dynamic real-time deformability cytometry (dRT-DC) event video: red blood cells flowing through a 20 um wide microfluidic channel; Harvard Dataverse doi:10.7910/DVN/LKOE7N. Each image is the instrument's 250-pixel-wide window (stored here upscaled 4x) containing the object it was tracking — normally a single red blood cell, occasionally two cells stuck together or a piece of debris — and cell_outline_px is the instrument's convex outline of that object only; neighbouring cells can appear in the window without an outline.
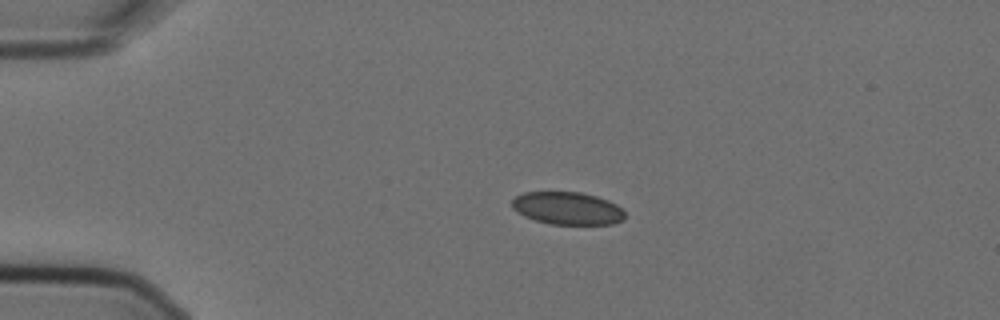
{"species": "Egyptian fruit bat (a non-hibernating species)", "species_latin": "Rousettus aegyptiacus", "temperature_condition": "cold", "stored_images_in_passage": 3, "camera_frame_rate_fps": 3000, "um_per_image_px": 0.085, "animal": {"sex": "female"}, "frame": {"image": 1, "passage_image": 1, "time_ms": 0.0, "image_size_px": [1000, 320], "cell_outline_px": [[624, 220], [612, 224], [548, 224], [524, 216], [512, 208], [512, 200], [516, 196], [524, 192], [580, 192], [596, 196], [608, 200], [616, 204], [624, 212]], "centroid_in_image_um": [48.23, 17.7], "position_along_channel_um": 36.8, "area_um2": 21.44}}
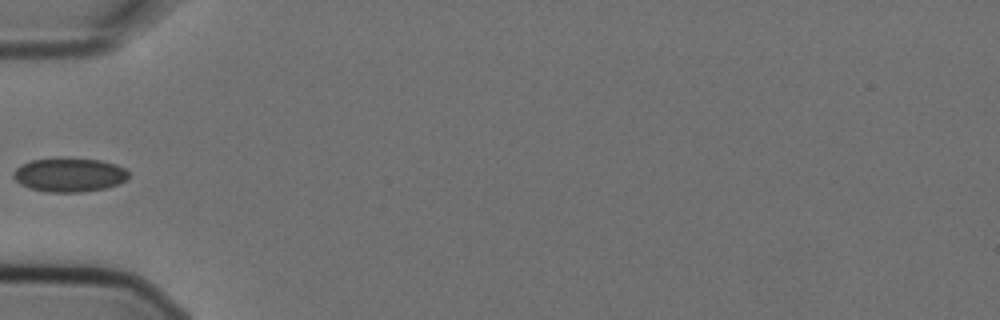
{"frame": {"image": 2, "passage_image": 3, "time_ms": 0.667, "image_size_px": [1000, 320], "cell_outline_px": [[128, 180], [120, 184], [104, 188], [84, 192], [48, 192], [28, 188], [20, 184], [12, 176], [12, 172], [20, 164], [32, 160], [100, 160], [116, 164], [124, 168], [128, 172]], "centroid_in_image_um": [5.89, 14.9], "position_along_channel_um": 79.1, "area_um2": 22.43}}